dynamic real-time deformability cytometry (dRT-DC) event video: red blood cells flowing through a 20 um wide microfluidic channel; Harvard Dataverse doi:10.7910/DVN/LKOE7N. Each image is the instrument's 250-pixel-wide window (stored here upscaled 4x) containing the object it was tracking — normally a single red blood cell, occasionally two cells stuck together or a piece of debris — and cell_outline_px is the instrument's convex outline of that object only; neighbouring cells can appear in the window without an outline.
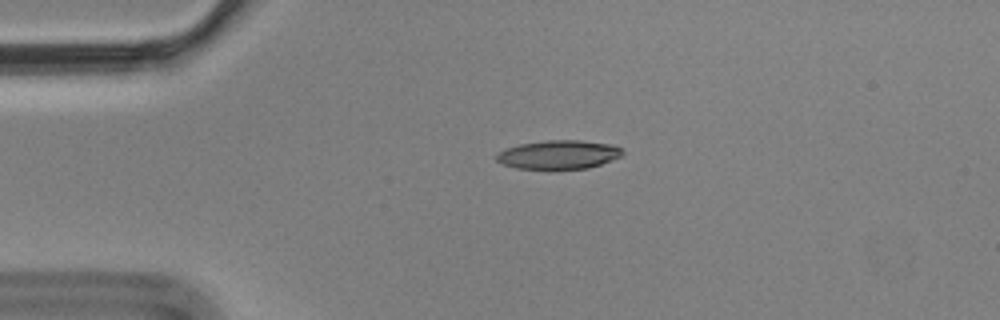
{"species": "Egyptian fruit bat (a non-hibernating species)", "species_latin": "Rousettus aegyptiacus", "temperature_condition": "cold", "stored_images_in_passage": 3, "camera_frame_rate_fps": 3000, "um_per_image_px": 0.085, "animal": {"sex": "male"}, "frame": {"image": 1, "passage_image": 2, "time_ms": 0.333, "image_size_px": [1000, 320], "cell_outline_px": [[624, 156], [588, 168], [552, 172], [548, 172], [516, 168], [504, 164], [496, 160], [496, 156], [504, 148], [520, 144], [548, 140], [580, 140], [612, 144], [624, 148]], "centroid_in_image_um": [47.52, 13.19], "position_along_channel_um": 37.5, "area_um2": 22.14}}